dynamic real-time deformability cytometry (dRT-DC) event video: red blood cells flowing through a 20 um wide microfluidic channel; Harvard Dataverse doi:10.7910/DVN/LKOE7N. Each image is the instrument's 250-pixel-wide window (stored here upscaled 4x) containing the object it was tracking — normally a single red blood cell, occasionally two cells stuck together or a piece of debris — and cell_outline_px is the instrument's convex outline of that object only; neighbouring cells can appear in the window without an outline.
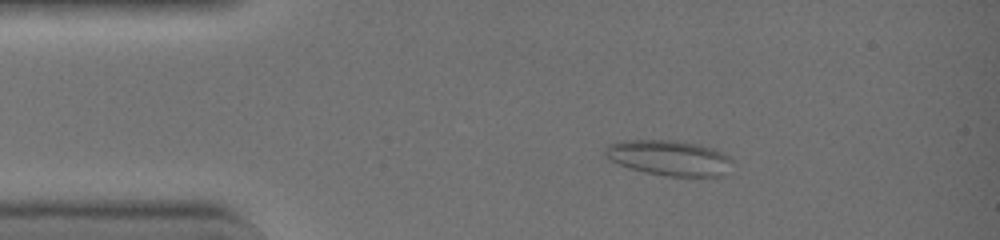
{"species": "common noctule bat (a hibernating species)", "species_latin": "Nyctalus noctula", "temperature_condition": "warm", "stored_images_in_passage": 44, "camera_frame_rate_fps": 3000, "um_per_image_px": 0.085, "animal": {"sex": "female", "body_mass_g": 19.0, "forearm_length_mm": 51.5}, "frame": {"image": 1, "passage_image": 7, "time_ms": 2.0, "image_size_px": [1000, 240], "cell_outline_px": [[732, 160], [724, 176], [664, 176], [644, 172], [628, 168], [608, 160], [604, 156], [604, 148], [608, 144], [616, 140], [672, 140], [700, 144], [716, 148], [724, 152]], "centroid_in_image_um": [56.83, 13.4], "position_along_channel_um": 28.2, "area_um2": 26.7}}
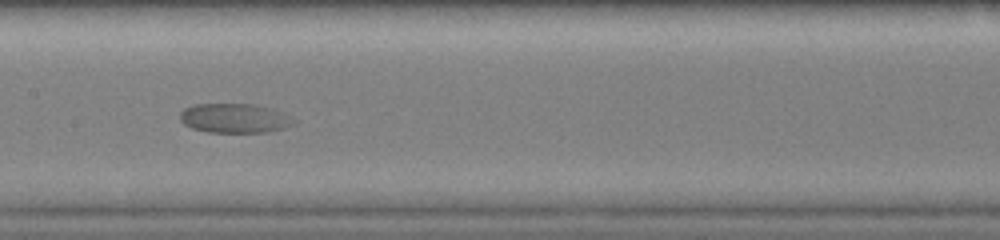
{"frame": {"image": 2, "passage_image": 22, "time_ms": 7.0, "image_size_px": [1000, 240], "cell_outline_px": [[296, 124], [284, 128], [268, 132], [208, 132], [192, 128], [184, 124], [180, 120], [180, 112], [184, 108], [196, 104], [252, 104], [276, 112], [296, 120]], "centroid_in_image_um": [19.87, 10.06], "position_along_channel_um": 187.5, "area_um2": 19.07}}
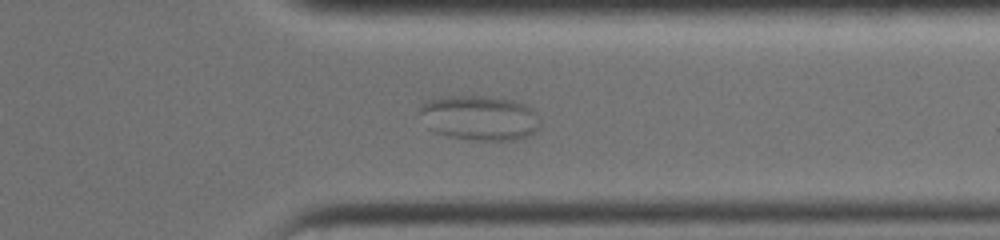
{"frame": {"image": 3, "passage_image": 35, "time_ms": 11.333, "image_size_px": [1000, 240], "cell_outline_px": [[540, 128], [536, 132], [520, 140], [476, 140], [448, 136], [436, 132], [428, 128], [420, 112], [420, 104], [428, 100], [440, 96], [488, 96], [512, 100], [524, 104], [532, 108], [540, 124]], "centroid_in_image_um": [40.77, 10.02], "position_along_channel_um": 370.6, "area_um2": 31.62}}